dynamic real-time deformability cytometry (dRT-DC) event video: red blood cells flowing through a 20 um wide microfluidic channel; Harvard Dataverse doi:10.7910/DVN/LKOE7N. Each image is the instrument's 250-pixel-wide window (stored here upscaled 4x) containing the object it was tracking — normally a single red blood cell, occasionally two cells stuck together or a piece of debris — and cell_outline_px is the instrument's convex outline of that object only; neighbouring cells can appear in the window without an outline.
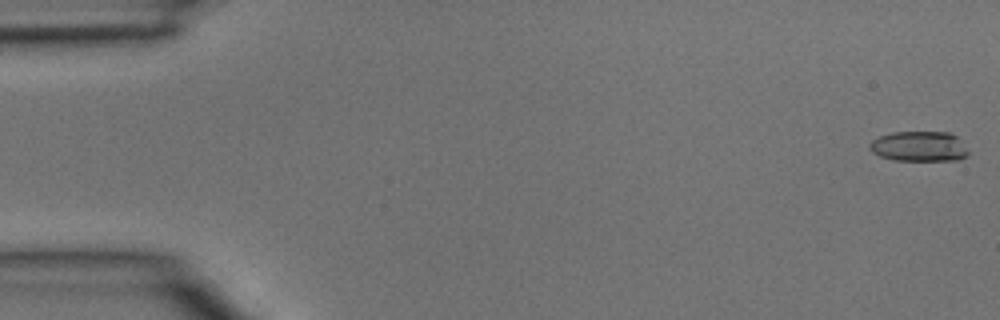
{"species": "common noctule bat (a hibernating species)", "species_latin": "Nyctalus noctula", "temperature_condition": "room temperature", "stored_images_in_passage": 4, "camera_frame_rate_fps": 3000, "um_per_image_px": 0.085, "animal": {"sex": "male", "body_mass_g": 15.6}, "frame": {"image": 1, "passage_image": 1, "time_ms": 0.0, "image_size_px": [1000, 320], "cell_outline_px": [[968, 156], [960, 160], [896, 160], [880, 156], [872, 152], [868, 144], [872, 140], [880, 136], [892, 132], [948, 132], [956, 136], [968, 152]], "centroid_in_image_um": [78.11, 12.44], "position_along_channel_um": 6.9, "area_um2": 17.22}}
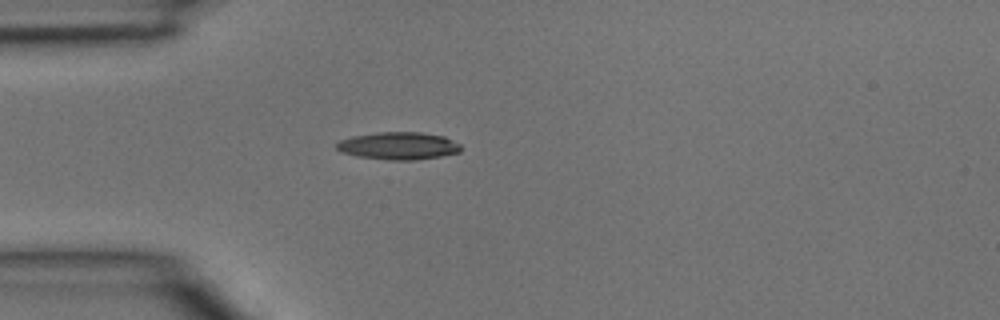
{"frame": {"image": 2, "passage_image": 4, "time_ms": 1.0, "image_size_px": [1000, 320], "cell_outline_px": [[460, 152], [440, 156], [416, 160], [392, 160], [356, 156], [340, 152], [336, 148], [336, 144], [340, 140], [352, 136], [376, 132], [420, 132], [444, 136], [460, 144]], "centroid_in_image_um": [33.85, 12.39], "position_along_channel_um": 51.2, "area_um2": 19.94}}